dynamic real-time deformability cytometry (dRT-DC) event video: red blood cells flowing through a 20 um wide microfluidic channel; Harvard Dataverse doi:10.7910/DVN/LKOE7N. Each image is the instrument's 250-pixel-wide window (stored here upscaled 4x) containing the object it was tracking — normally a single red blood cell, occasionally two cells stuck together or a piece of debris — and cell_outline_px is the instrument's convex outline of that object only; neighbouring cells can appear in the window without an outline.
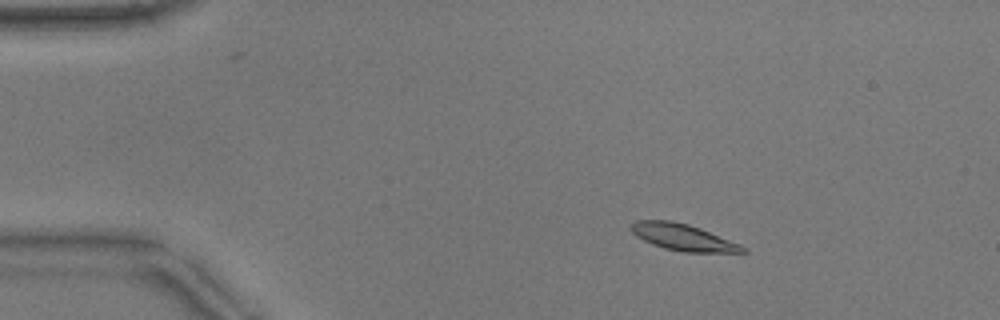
{"species": "common noctule bat (a hibernating species)", "species_latin": "Nyctalus noctula", "temperature_condition": "warm", "stored_images_in_passage": 52, "camera_frame_rate_fps": 3000, "um_per_image_px": 0.085, "animal": {"sex": "male", "body_mass_g": 17.9}, "frame": {"image": 1, "passage_image": 8, "time_ms": 2.333, "image_size_px": [1000, 320], "cell_outline_px": [[748, 252], [684, 252], [664, 248], [652, 244], [636, 236], [632, 232], [632, 224], [636, 220], [672, 220], [688, 224], [700, 228], [740, 244]], "centroid_in_image_um": [58.04, 20.16], "position_along_channel_um": 27.0, "area_um2": 17.05}}
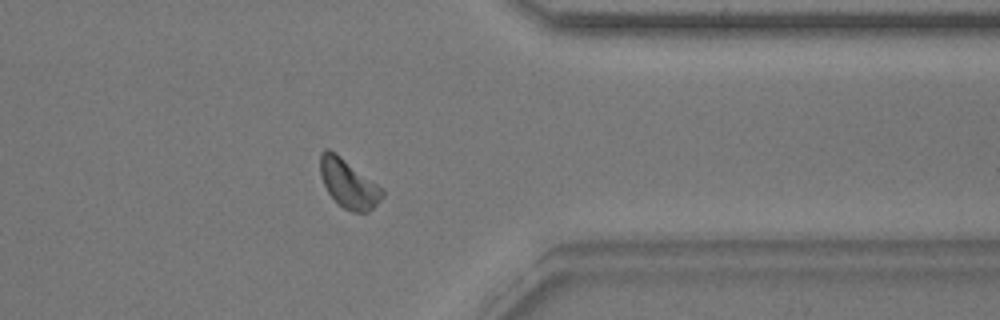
{"frame": {"image": 2, "passage_image": 42, "time_ms": 13.667, "image_size_px": [1000, 320], "cell_outline_px": [[384, 196], [368, 212], [352, 212], [344, 208], [328, 192], [320, 176], [320, 152], [324, 148], [328, 148], [336, 152], [384, 188]], "centroid_in_image_um": [29.63, 15.56], "position_along_channel_um": 381.8, "area_um2": 17.74}}
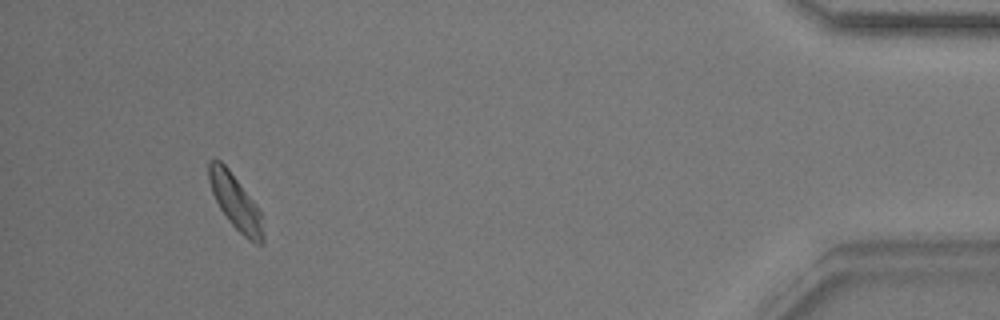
{"frame": {"image": 3, "passage_image": 49, "time_ms": 16.0, "image_size_px": [1000, 320], "cell_outline_px": [[264, 240], [260, 244], [256, 244], [248, 240], [228, 220], [220, 208], [212, 192], [208, 180], [208, 164], [212, 160], [220, 160], [228, 168], [252, 200], [260, 212], [264, 232]], "centroid_in_image_um": [20.01, 17.19], "position_along_channel_um": 415.2, "area_um2": 16.94}, "authors_computed_cell_mechanics": {"area_um2": 17.2244, "velocity_mm_per_s": 3.8137, "shape_relaxation_time_tau1_ms": 2.122, "shape_relaxation_time_tau2_ms": null, "deformation_change_tau1": 0.1044, "deformation_change_tau2": null}}